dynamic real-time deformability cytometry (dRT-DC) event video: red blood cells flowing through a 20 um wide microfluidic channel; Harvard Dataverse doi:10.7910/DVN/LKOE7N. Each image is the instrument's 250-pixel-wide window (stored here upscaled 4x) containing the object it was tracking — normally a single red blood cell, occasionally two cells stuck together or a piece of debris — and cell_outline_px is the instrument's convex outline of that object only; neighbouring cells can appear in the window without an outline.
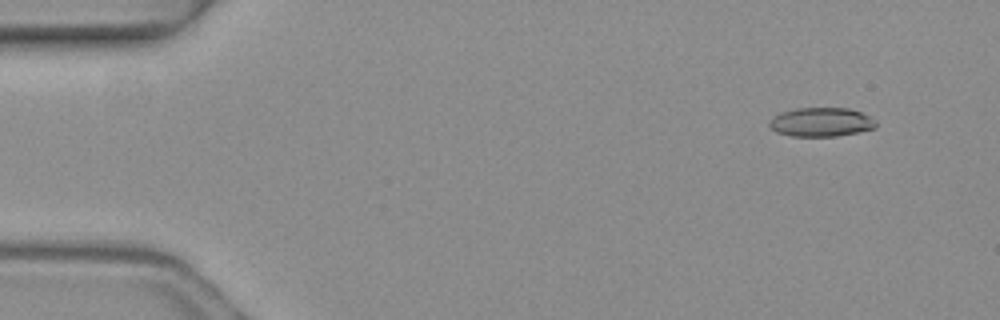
{"species": "common noctule bat (a hibernating species)", "species_latin": "Nyctalus noctula", "temperature_condition": "warm", "stored_images_in_passage": 5, "camera_frame_rate_fps": 3000, "um_per_image_px": 0.085, "animal": {"sex": "female", "body_mass_g": 19.3, "forearm_length_mm": 54.1}, "frame": {"image": 1, "passage_image": 2, "time_ms": 0.333, "image_size_px": [1000, 320], "cell_outline_px": [[876, 128], [836, 136], [792, 136], [776, 132], [768, 124], [768, 120], [772, 116], [780, 112], [796, 108], [848, 108], [860, 112], [876, 120]], "centroid_in_image_um": [69.76, 10.37], "position_along_channel_um": 15.2, "area_um2": 18.03}}